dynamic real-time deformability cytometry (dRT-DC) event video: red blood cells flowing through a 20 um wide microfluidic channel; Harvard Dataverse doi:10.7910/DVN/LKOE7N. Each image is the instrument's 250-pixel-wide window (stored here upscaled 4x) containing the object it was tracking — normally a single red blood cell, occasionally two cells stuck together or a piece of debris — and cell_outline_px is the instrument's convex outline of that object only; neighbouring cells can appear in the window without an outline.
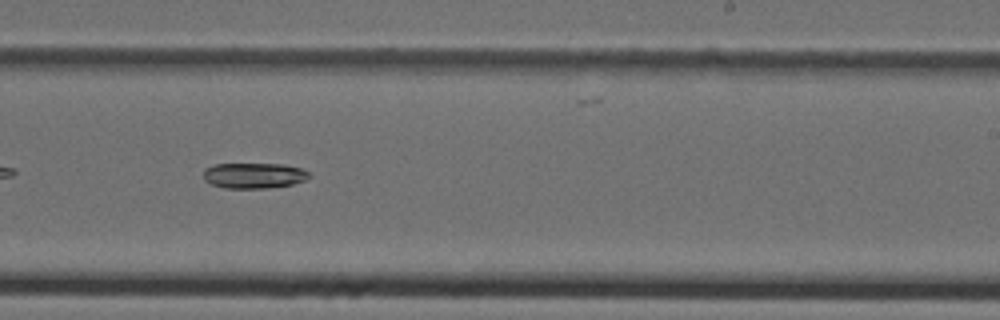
{"species": "Egyptian fruit bat (a non-hibernating species)", "species_latin": "Rousettus aegyptiacus", "temperature_condition": "cold", "stored_images_in_passage": 33, "camera_frame_rate_fps": 3000, "um_per_image_px": 0.085, "animal": {"sex": "female"}, "frame": {"image": 1, "passage_image": 15, "time_ms": 4.667, "image_size_px": [1000, 320], "cell_outline_px": [[312, 176], [304, 180], [292, 184], [264, 188], [224, 188], [212, 184], [204, 180], [204, 168], [216, 164], [284, 164], [300, 168], [308, 172]], "centroid_in_image_um": [21.57, 14.91], "position_along_channel_um": 267.4, "area_um2": 15.66}}